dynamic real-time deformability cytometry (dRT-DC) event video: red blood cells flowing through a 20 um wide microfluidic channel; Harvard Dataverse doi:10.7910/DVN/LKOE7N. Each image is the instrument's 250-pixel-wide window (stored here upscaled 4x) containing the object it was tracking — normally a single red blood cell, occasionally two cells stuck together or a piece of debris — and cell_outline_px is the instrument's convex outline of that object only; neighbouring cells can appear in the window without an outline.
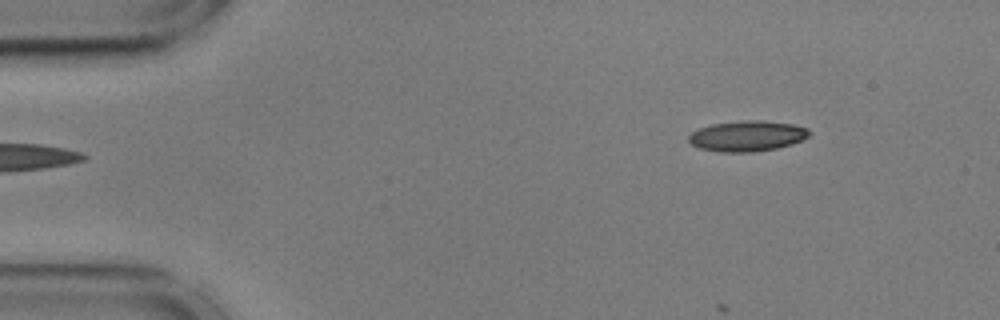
{"species": "common noctule bat (a hibernating species)", "species_latin": "Nyctalus noctula", "temperature_condition": "cold", "stored_images_in_passage": 43, "camera_frame_rate_fps": 3000, "um_per_image_px": 0.085, "animal": {"sex": "male", "body_mass_g": 17.9, "forearm_length_mm": 54.2}, "frame": {"image": 1, "passage_image": 1, "time_ms": 0.0, "image_size_px": [1000, 320], "cell_outline_px": [[812, 132], [808, 136], [792, 144], [776, 148], [752, 152], [720, 152], [700, 148], [692, 144], [688, 140], [688, 136], [692, 132], [700, 128], [712, 124], [744, 120], [764, 120], [792, 124], [808, 128]], "centroid_in_image_um": [63.52, 11.55], "position_along_channel_um": 21.5, "area_um2": 21.44}}
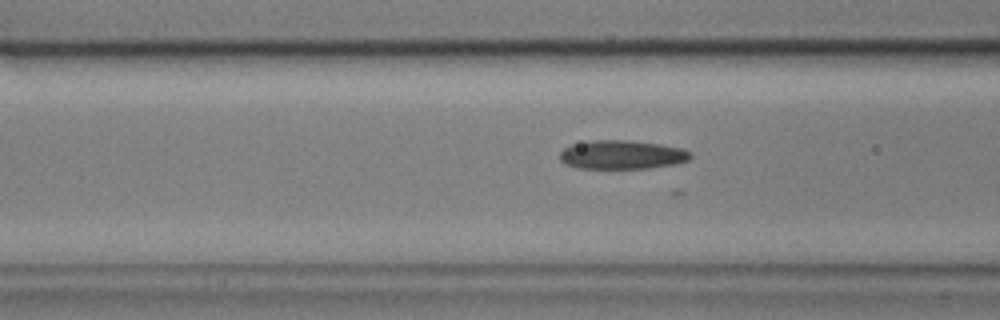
{"frame": {"image": 2, "passage_image": 15, "time_ms": 4.667, "image_size_px": [1000, 320], "cell_outline_px": [[692, 156], [688, 160], [676, 164], [648, 168], [576, 168], [564, 164], [560, 160], [560, 152], [564, 148], [572, 144], [588, 140], [628, 140], [660, 144], [680, 148], [692, 152]], "centroid_in_image_um": [52.84, 13.15], "position_along_channel_um": 113.8, "area_um2": 22.08}}
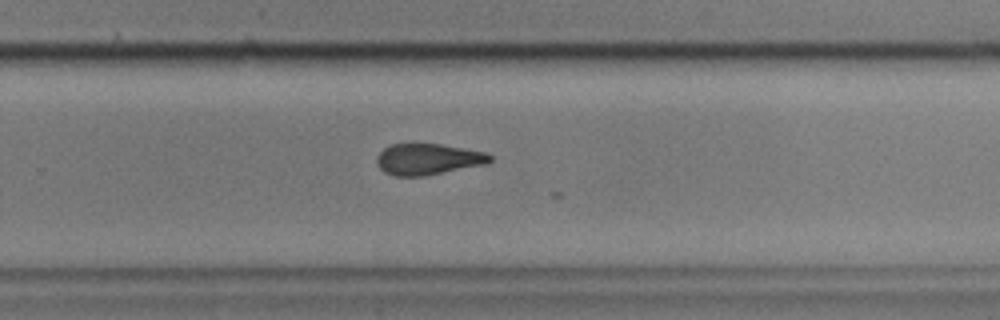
{"frame": {"image": 3, "passage_image": 30, "time_ms": 9.667, "image_size_px": [1000, 320], "cell_outline_px": [[492, 160], [488, 164], [424, 176], [392, 176], [384, 172], [376, 164], [376, 156], [388, 144], [440, 144], [464, 148], [484, 152], [492, 156]], "centroid_in_image_um": [36.36, 13.54], "position_along_channel_um": 293.4, "area_um2": 20.75}}